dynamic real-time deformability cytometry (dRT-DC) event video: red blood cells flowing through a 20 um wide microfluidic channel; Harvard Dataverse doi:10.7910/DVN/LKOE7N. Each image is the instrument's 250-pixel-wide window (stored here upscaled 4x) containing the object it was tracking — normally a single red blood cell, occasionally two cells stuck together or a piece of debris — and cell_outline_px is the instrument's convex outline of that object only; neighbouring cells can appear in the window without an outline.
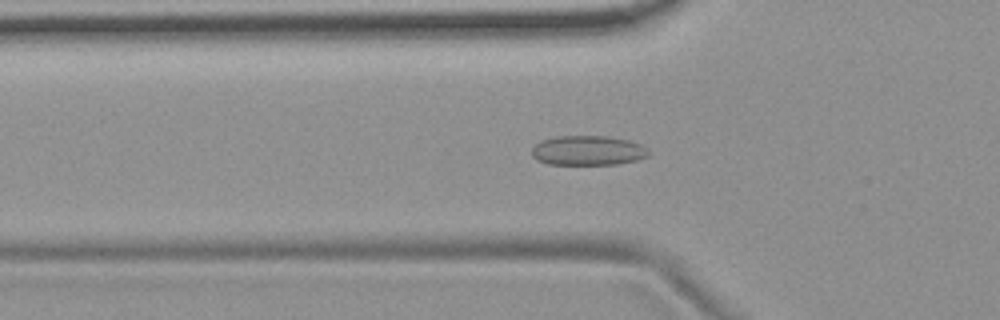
{"species": "common noctule bat (a hibernating species)", "species_latin": "Nyctalus noctula", "temperature_condition": "room temperature", "stored_images_in_passage": 51, "camera_frame_rate_fps": 3000, "um_per_image_px": 0.085, "animal": {"sex": "female", "body_mass_g": 19.9}, "frame": {"image": 1, "passage_image": 15, "time_ms": 4.667, "image_size_px": [1000, 320], "cell_outline_px": [[648, 156], [636, 160], [616, 164], [548, 164], [536, 160], [532, 156], [532, 148], [540, 140], [556, 136], [608, 136], [628, 140], [640, 144], [648, 148]], "centroid_in_image_um": [49.95, 12.79], "position_along_channel_um": 75.9, "area_um2": 20.23}}
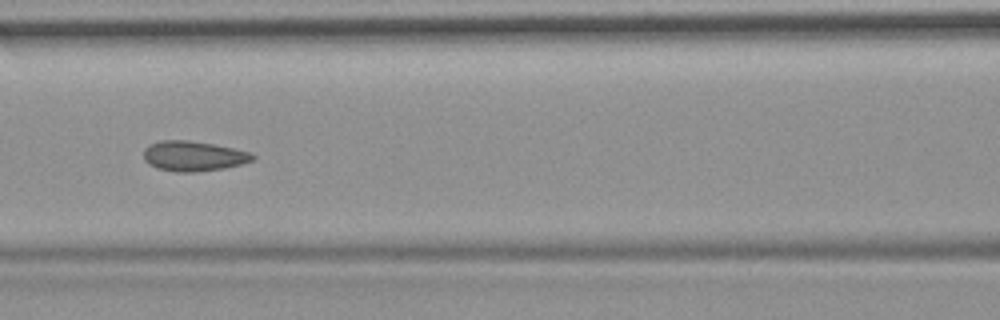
{"frame": {"image": 2, "passage_image": 21, "time_ms": 6.667, "image_size_px": [1000, 320], "cell_outline_px": [[256, 156], [252, 160], [240, 164], [224, 168], [196, 172], [176, 172], [156, 168], [148, 164], [144, 160], [144, 148], [148, 144], [160, 140], [188, 140], [212, 144], [252, 152]], "centroid_in_image_um": [16.4, 13.26], "position_along_channel_um": 150.2, "area_um2": 19.19}}
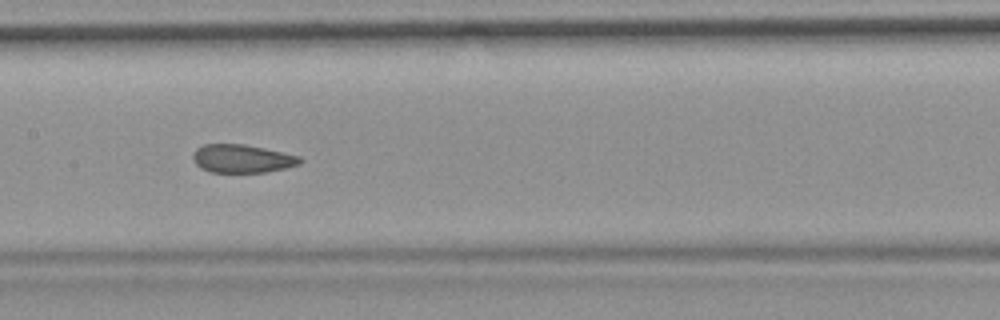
{"frame": {"image": 3, "passage_image": 24, "time_ms": 7.667, "image_size_px": [1000, 320], "cell_outline_px": [[304, 160], [300, 164], [284, 168], [264, 172], [212, 172], [200, 168], [196, 164], [192, 156], [196, 148], [204, 144], [244, 144], [264, 148], [300, 156]], "centroid_in_image_um": [20.58, 13.48], "position_along_channel_um": 186.8, "area_um2": 17.57}, "authors_computed_cell_mechanics": {"area_um2": 19.1318, "velocity_mm_per_s": 3.6892, "shape_relaxation_time_tau1_ms": null, "shape_relaxation_time_tau2_ms": 1.4179, "deformation_change_tau1": null, "deformation_change_tau2": 0.0628}}